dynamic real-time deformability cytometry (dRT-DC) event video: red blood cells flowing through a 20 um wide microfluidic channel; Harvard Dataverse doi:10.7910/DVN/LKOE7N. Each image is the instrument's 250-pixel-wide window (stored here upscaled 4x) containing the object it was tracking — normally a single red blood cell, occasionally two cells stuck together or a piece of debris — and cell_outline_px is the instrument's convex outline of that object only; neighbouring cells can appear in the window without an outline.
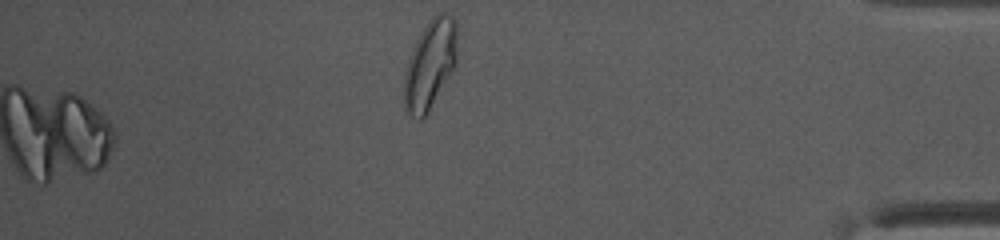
{"species": "common noctule bat (a hibernating species)", "species_latin": "Nyctalus noctula", "temperature_condition": "warm", "stored_images_in_passage": 42, "camera_frame_rate_fps": 3000, "um_per_image_px": 0.085, "animal": {"sex": "female", "body_mass_g": 10.0, "forearm_length_mm": 53.1}, "frame": {"image": 1, "passage_image": 42, "time_ms": 13.667, "image_size_px": [1000, 240], "cell_outline_px": [[456, 64], [428, 112], [420, 120], [412, 116], [404, 108], [404, 72], [408, 60], [424, 28], [432, 16], [436, 12], [444, 12], [456, 16]], "centroid_in_image_um": [36.57, 5.45], "position_along_channel_um": 398.6, "area_um2": 27.22}, "authors_computed_cell_mechanics": {"area_um2": 18.7561, "velocity_mm_per_s": 4.0966, "shape_relaxation_time_tau1_ms": 2.167, "shape_relaxation_time_tau2_ms": null, "deformation_change_tau1": 0.0893, "deformation_change_tau2": null}}